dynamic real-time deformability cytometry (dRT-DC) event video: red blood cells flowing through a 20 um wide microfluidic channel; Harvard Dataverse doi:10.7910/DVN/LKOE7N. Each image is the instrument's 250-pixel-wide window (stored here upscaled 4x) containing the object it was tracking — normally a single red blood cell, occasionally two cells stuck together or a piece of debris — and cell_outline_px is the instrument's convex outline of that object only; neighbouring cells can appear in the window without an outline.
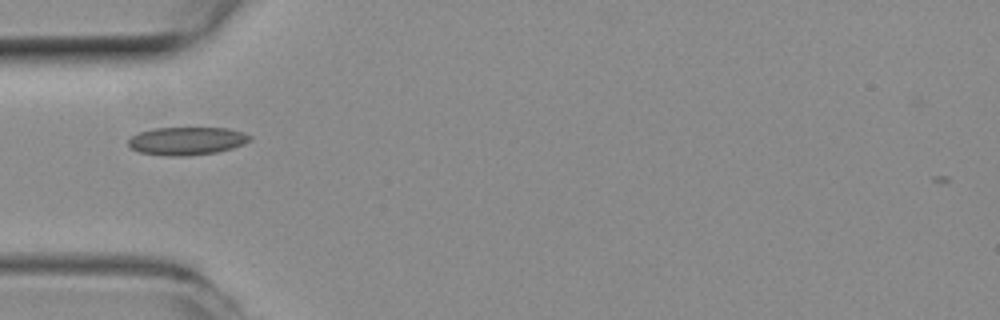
{"species": "common noctule bat (a hibernating species)", "species_latin": "Nyctalus noctula", "temperature_condition": "room temperature", "stored_images_in_passage": 13, "camera_frame_rate_fps": 3000, "um_per_image_px": 0.085, "animal": {"sex": "female", "body_mass_g": 19.3, "forearm_length_mm": 54.1}, "frame": {"image": 1, "passage_image": 1, "time_ms": 0.0, "image_size_px": [1000, 320], "cell_outline_px": [[252, 140], [244, 144], [232, 148], [216, 152], [188, 156], [168, 156], [140, 152], [132, 148], [128, 144], [128, 140], [132, 136], [140, 132], [152, 128], [228, 128], [244, 132], [252, 136]], "centroid_in_image_um": [15.92, 11.97], "position_along_channel_um": 69.1, "area_um2": 19.88}}
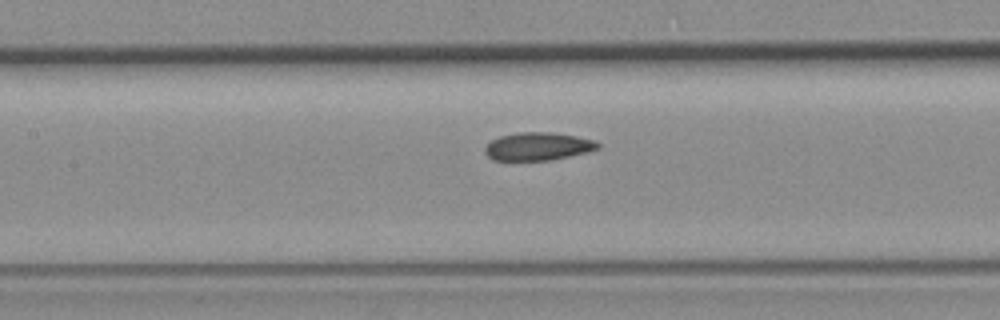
{"frame": {"image": 2, "passage_image": 8, "time_ms": 2.333, "image_size_px": [1000, 320], "cell_outline_px": [[600, 148], [588, 152], [552, 160], [492, 160], [484, 152], [484, 148], [492, 140], [500, 136], [520, 132], [552, 132], [576, 136], [596, 140], [600, 144]], "centroid_in_image_um": [45.76, 12.44], "position_along_channel_um": 161.6, "area_um2": 18.5}}
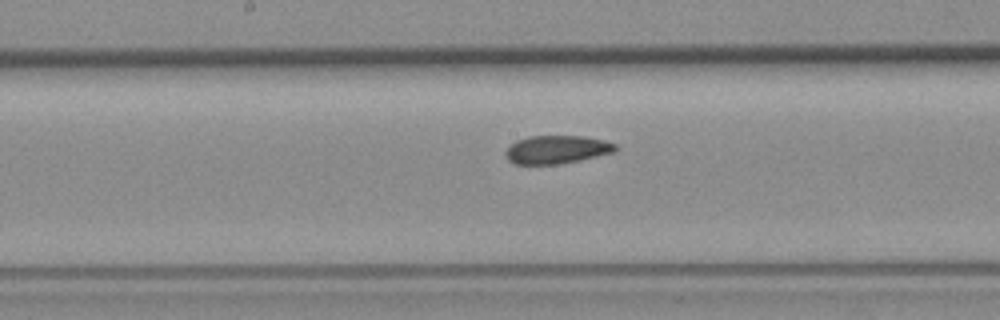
{"frame": {"image": 3, "passage_image": 11, "time_ms": 3.333, "image_size_px": [1000, 320], "cell_outline_px": [[620, 148], [612, 152], [580, 160], [556, 164], [516, 164], [508, 160], [504, 152], [516, 140], [528, 136], [584, 136], [604, 140], [616, 144]], "centroid_in_image_um": [47.32, 12.7], "position_along_channel_um": 200.9, "area_um2": 17.98}}